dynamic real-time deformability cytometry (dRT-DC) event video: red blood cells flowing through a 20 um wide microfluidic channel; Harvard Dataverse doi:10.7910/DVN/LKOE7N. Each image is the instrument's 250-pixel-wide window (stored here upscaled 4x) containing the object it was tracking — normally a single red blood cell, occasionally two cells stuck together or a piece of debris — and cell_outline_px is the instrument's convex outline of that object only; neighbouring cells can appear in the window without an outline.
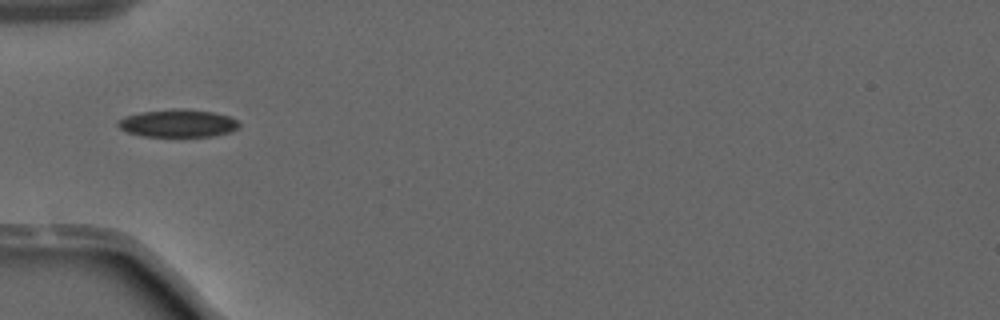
{"species": "common noctule bat (a hibernating species)", "species_latin": "Nyctalus noctula", "temperature_condition": "warm", "stored_images_in_passage": 34, "camera_frame_rate_fps": 3000, "um_per_image_px": 0.085, "animal": {"sex": "male", "forearm_length_mm": 52.5}, "frame": {"image": 1, "passage_image": 1, "time_ms": 0.0, "image_size_px": [1000, 320], "cell_outline_px": [[240, 128], [228, 132], [212, 136], [144, 136], [128, 132], [120, 128], [116, 124], [124, 116], [140, 112], [176, 108], [212, 112], [228, 116], [236, 120], [240, 124]], "centroid_in_image_um": [15.11, 10.47], "position_along_channel_um": 69.9, "area_um2": 19.36}}
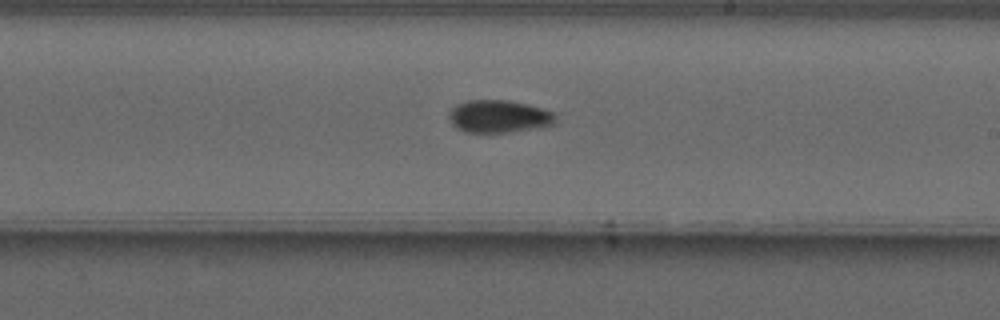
{"frame": {"image": 2, "passage_image": 14, "time_ms": 4.333, "image_size_px": [1000, 320], "cell_outline_px": [[556, 124], [512, 132], [464, 132], [452, 124], [448, 116], [448, 112], [456, 104], [468, 100], [508, 100], [528, 104], [544, 108], [552, 112], [556, 116]], "centroid_in_image_um": [42.41, 9.89], "position_along_channel_um": 246.6, "area_um2": 20.4}}
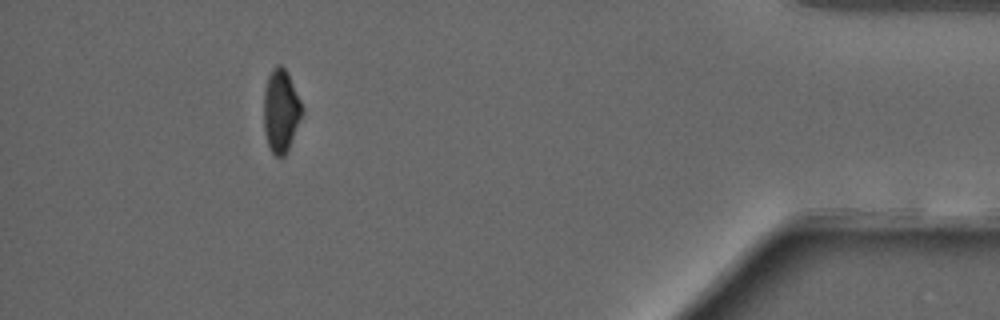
{"frame": {"image": 3, "passage_image": 30, "time_ms": 9.667, "image_size_px": [1000, 320], "cell_outline_px": [[304, 112], [288, 152], [284, 156], [276, 156], [272, 152], [268, 144], [264, 128], [264, 88], [268, 76], [272, 68], [276, 64], [280, 64], [288, 72], [304, 108]], "centroid_in_image_um": [23.9, 9.41], "position_along_channel_um": 411.3, "area_um2": 18.84}, "authors_computed_cell_mechanics": {"area_um2": 19.5075, "velocity_mm_per_s": 4.0863, "shape_relaxation_time_tau1_ms": null, "shape_relaxation_time_tau2_ms": 2.5382, "deformation_change_tau1": null, "deformation_change_tau2": 0.045}}